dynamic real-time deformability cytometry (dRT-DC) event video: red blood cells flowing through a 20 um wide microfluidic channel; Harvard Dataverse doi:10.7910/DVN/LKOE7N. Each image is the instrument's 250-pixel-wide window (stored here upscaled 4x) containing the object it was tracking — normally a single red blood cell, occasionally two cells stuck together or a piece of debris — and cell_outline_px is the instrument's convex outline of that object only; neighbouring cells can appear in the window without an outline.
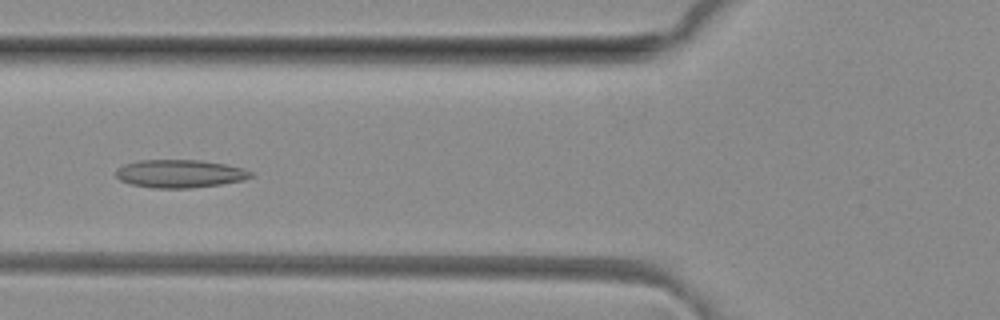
{"species": "common noctule bat (a hibernating species)", "species_latin": "Nyctalus noctula", "temperature_condition": "room temperature", "stored_images_in_passage": 16, "camera_frame_rate_fps": 3000, "um_per_image_px": 0.085, "animal": {"sex": "female", "body_mass_g": 29.2, "forearm_length_mm": 56.3}, "frame": {"image": 1, "passage_image": 10, "time_ms": 3.0, "image_size_px": [1000, 320], "cell_outline_px": [[256, 176], [244, 180], [220, 184], [192, 188], [152, 188], [132, 184], [120, 180], [116, 176], [116, 168], [124, 164], [140, 160], [200, 160], [224, 164], [244, 168], [252, 172]], "centroid_in_image_um": [15.31, 14.76], "position_along_channel_um": 110.5, "area_um2": 22.14}}
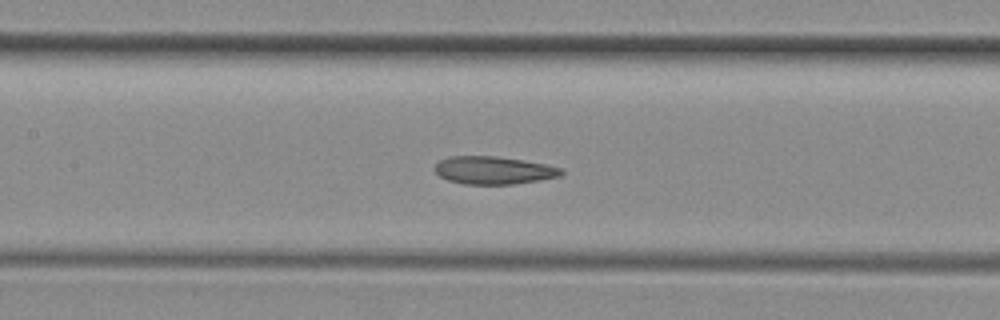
{"frame": {"image": 2, "passage_image": 14, "time_ms": 4.333, "image_size_px": [1000, 320], "cell_outline_px": [[564, 172], [560, 176], [540, 180], [512, 184], [464, 184], [448, 180], [440, 176], [432, 168], [440, 160], [448, 156], [496, 156], [524, 160], [564, 168]], "centroid_in_image_um": [41.96, 14.47], "position_along_channel_um": 165.4, "area_um2": 20.58}}